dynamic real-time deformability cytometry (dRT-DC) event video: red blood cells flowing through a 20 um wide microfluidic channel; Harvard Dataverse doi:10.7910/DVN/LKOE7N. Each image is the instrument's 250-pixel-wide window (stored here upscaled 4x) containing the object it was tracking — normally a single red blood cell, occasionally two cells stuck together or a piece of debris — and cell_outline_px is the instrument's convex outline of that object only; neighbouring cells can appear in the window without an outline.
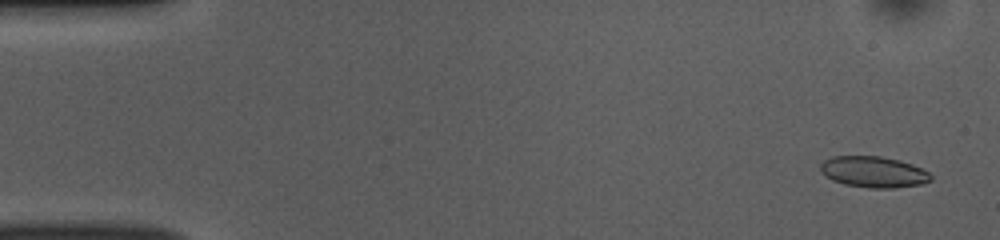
{"species": "common noctule bat (a hibernating species)", "species_latin": "Nyctalus noctula", "temperature_condition": "room temperature", "stored_images_in_passage": 52, "camera_frame_rate_fps": 3000, "um_per_image_px": 0.085, "animal": {"sex": "female", "body_mass_g": 10.0, "forearm_length_mm": 53.1}, "frame": {"image": 1, "passage_image": 3, "time_ms": 0.667, "image_size_px": [1000, 240], "cell_outline_px": [[932, 180], [924, 184], [896, 188], [868, 188], [844, 184], [832, 180], [820, 172], [820, 164], [824, 160], [832, 156], [880, 156], [900, 160], [912, 164], [928, 172], [932, 176]], "centroid_in_image_um": [74.25, 14.62], "position_along_channel_um": 10.7, "area_um2": 20.23}}
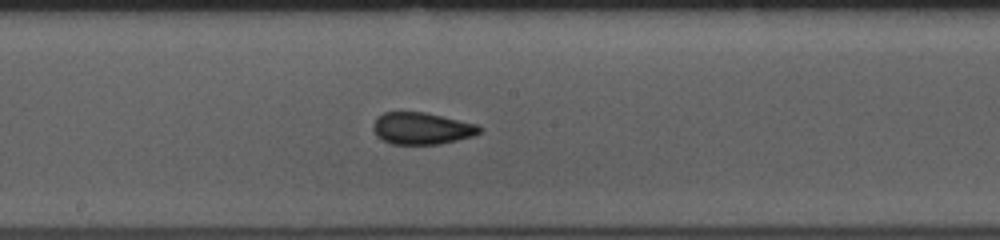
{"frame": {"image": 2, "passage_image": 28, "time_ms": 9.0, "image_size_px": [1000, 240], "cell_outline_px": [[484, 128], [476, 136], [440, 144], [392, 144], [376, 136], [372, 128], [372, 124], [376, 116], [384, 112], [424, 112], [476, 124]], "centroid_in_image_um": [35.84, 10.92], "position_along_channel_um": 212.4, "area_um2": 19.94}}
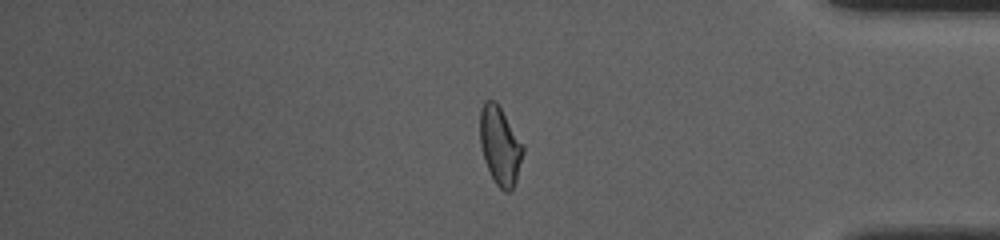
{"frame": {"image": 3, "passage_image": 44, "time_ms": 14.333, "image_size_px": [1000, 240], "cell_outline_px": [[524, 152], [516, 180], [512, 188], [508, 192], [504, 192], [496, 184], [484, 160], [480, 144], [480, 108], [484, 100], [496, 100], [524, 144]], "centroid_in_image_um": [42.5, 12.34], "position_along_channel_um": 392.7, "area_um2": 19.77}, "authors_computed_cell_mechanics": {"area_um2": 19.9699, "velocity_mm_per_s": 3.862, "shape_relaxation_time_tau1_ms": 7.9049, "shape_relaxation_time_tau2_ms": 1.8698, "deformation_change_tau1": 0.1421, "deformation_change_tau2": 0.061}}